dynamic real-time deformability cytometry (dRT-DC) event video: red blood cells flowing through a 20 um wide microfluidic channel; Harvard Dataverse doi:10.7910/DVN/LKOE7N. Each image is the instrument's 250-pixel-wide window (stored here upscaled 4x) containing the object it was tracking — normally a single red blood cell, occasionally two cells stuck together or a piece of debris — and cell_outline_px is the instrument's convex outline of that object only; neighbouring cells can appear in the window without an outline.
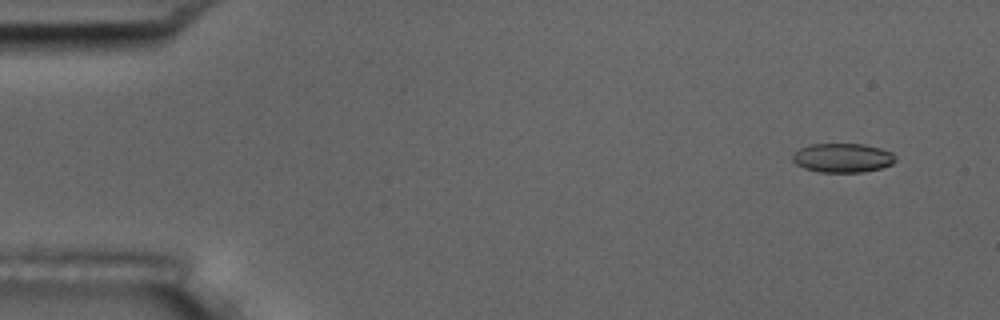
{"species": "common noctule bat (a hibernating species)", "species_latin": "Nyctalus noctula", "temperature_condition": "room temperature", "stored_images_in_passage": 6, "camera_frame_rate_fps": 3000, "um_per_image_px": 0.085, "animal": {"sex": "male", "body_mass_g": 17.5, "forearm_length_mm": 52.3}, "frame": {"image": 1, "passage_image": 1, "time_ms": 0.0, "image_size_px": [1000, 320], "cell_outline_px": [[896, 160], [892, 164], [880, 168], [864, 172], [820, 172], [804, 168], [796, 164], [792, 160], [792, 156], [800, 148], [808, 144], [864, 144], [880, 148], [892, 152], [896, 156]], "centroid_in_image_um": [71.63, 13.41], "position_along_channel_um": 13.4, "area_um2": 17.51}}
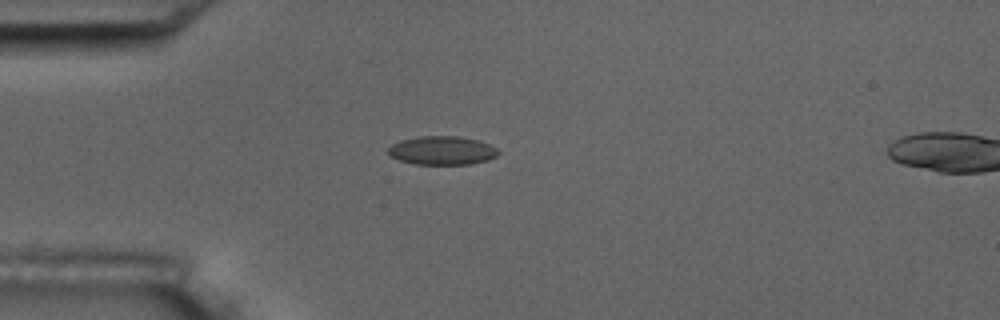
{"frame": {"image": 2, "passage_image": 4, "time_ms": 3.667, "image_size_px": [1000, 320], "cell_outline_px": [[500, 152], [496, 156], [488, 160], [468, 164], [412, 164], [388, 156], [388, 148], [392, 144], [400, 140], [416, 136], [460, 136], [480, 140], [496, 148]], "centroid_in_image_um": [37.55, 12.78], "position_along_channel_um": 47.4, "area_um2": 18.55}}